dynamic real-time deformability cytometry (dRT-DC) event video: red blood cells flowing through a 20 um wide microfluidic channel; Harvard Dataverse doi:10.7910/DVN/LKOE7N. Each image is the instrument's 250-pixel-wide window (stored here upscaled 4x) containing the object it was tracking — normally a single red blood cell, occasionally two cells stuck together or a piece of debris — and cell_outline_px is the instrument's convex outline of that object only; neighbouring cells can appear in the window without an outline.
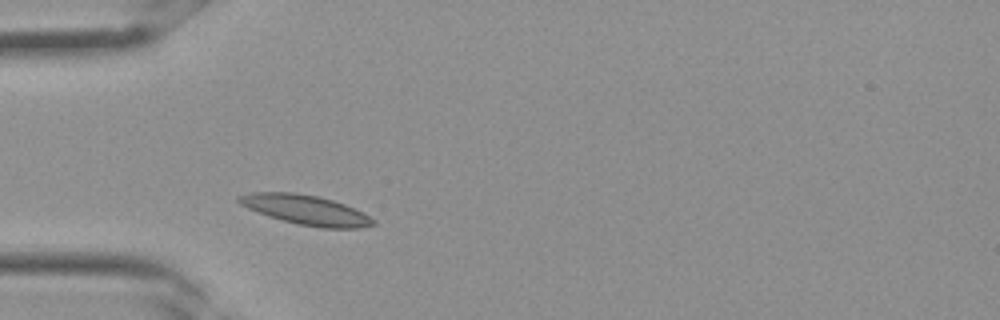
{"species": "Egyptian fruit bat (a non-hibernating species)", "species_latin": "Rousettus aegyptiacus", "temperature_condition": "room temperature", "stored_images_in_passage": 25, "camera_frame_rate_fps": 3000, "um_per_image_px": 0.085, "frame": {"image": 1, "passage_image": 1, "time_ms": 0.0, "image_size_px": [1000, 320], "cell_outline_px": [[376, 224], [360, 228], [324, 228], [300, 224], [268, 216], [248, 208], [240, 204], [236, 200], [236, 196], [252, 192], [296, 192], [320, 196], [344, 204], [376, 220]], "centroid_in_image_um": [25.96, 17.82], "position_along_channel_um": 59.0, "area_um2": 23.06}}
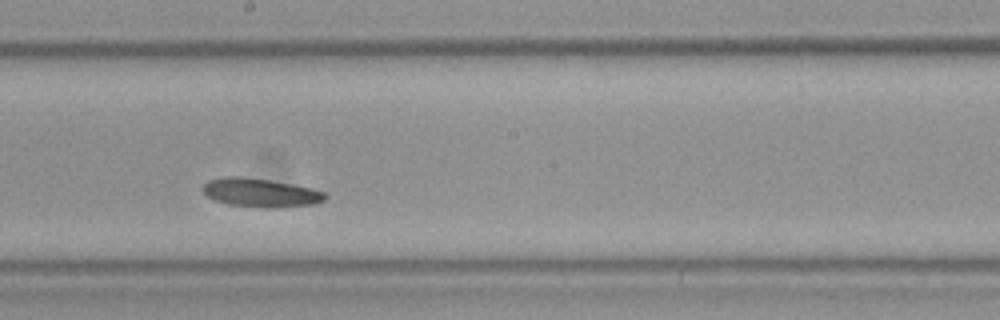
{"frame": {"image": 2, "passage_image": 10, "time_ms": 3.0, "image_size_px": [1000, 320], "cell_outline_px": [[328, 196], [324, 200], [316, 204], [276, 208], [264, 208], [228, 204], [216, 200], [208, 196], [200, 188], [208, 180], [224, 176], [244, 176], [272, 180], [312, 188], [324, 192]], "centroid_in_image_um": [22.15, 16.37], "position_along_channel_um": 226.0, "area_um2": 20.69}}
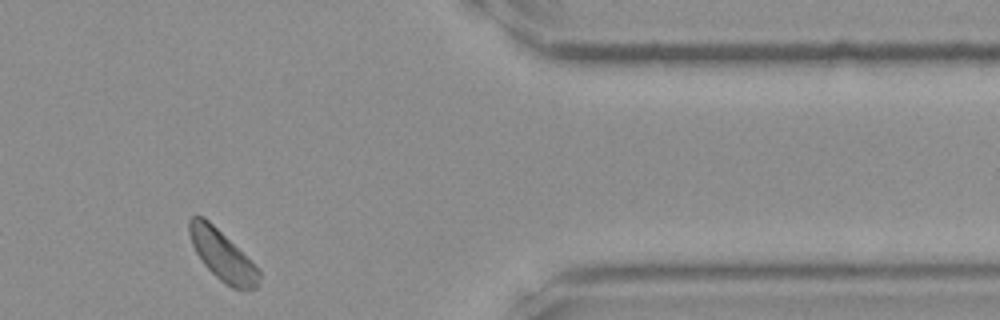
{"frame": {"image": 3, "passage_image": 20, "time_ms": 6.333, "image_size_px": [1000, 320], "cell_outline_px": [[260, 276], [256, 288], [232, 288], [220, 280], [204, 264], [196, 252], [192, 244], [188, 232], [188, 220], [192, 216], [204, 216], [260, 268]], "centroid_in_image_um": [18.89, 21.67], "position_along_channel_um": 392.5, "area_um2": 20.17}}